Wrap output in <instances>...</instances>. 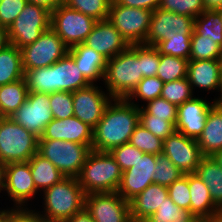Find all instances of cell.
Here are the masks:
<instances>
[{
  "label": "cell",
  "instance_id": "59",
  "mask_svg": "<svg viewBox=\"0 0 222 222\" xmlns=\"http://www.w3.org/2000/svg\"><path fill=\"white\" fill-rule=\"evenodd\" d=\"M0 222H6V210L0 212Z\"/></svg>",
  "mask_w": 222,
  "mask_h": 222
},
{
  "label": "cell",
  "instance_id": "12",
  "mask_svg": "<svg viewBox=\"0 0 222 222\" xmlns=\"http://www.w3.org/2000/svg\"><path fill=\"white\" fill-rule=\"evenodd\" d=\"M194 18L157 8L153 11L145 45L172 38H191Z\"/></svg>",
  "mask_w": 222,
  "mask_h": 222
},
{
  "label": "cell",
  "instance_id": "4",
  "mask_svg": "<svg viewBox=\"0 0 222 222\" xmlns=\"http://www.w3.org/2000/svg\"><path fill=\"white\" fill-rule=\"evenodd\" d=\"M122 173L109 152L91 150L77 178L85 194L117 192Z\"/></svg>",
  "mask_w": 222,
  "mask_h": 222
},
{
  "label": "cell",
  "instance_id": "7",
  "mask_svg": "<svg viewBox=\"0 0 222 222\" xmlns=\"http://www.w3.org/2000/svg\"><path fill=\"white\" fill-rule=\"evenodd\" d=\"M92 145L71 141L38 139V153L48 159L66 177H78Z\"/></svg>",
  "mask_w": 222,
  "mask_h": 222
},
{
  "label": "cell",
  "instance_id": "55",
  "mask_svg": "<svg viewBox=\"0 0 222 222\" xmlns=\"http://www.w3.org/2000/svg\"><path fill=\"white\" fill-rule=\"evenodd\" d=\"M6 164L0 161V192L5 189Z\"/></svg>",
  "mask_w": 222,
  "mask_h": 222
},
{
  "label": "cell",
  "instance_id": "34",
  "mask_svg": "<svg viewBox=\"0 0 222 222\" xmlns=\"http://www.w3.org/2000/svg\"><path fill=\"white\" fill-rule=\"evenodd\" d=\"M129 143L143 153L157 155L163 152V140L140 124L134 129Z\"/></svg>",
  "mask_w": 222,
  "mask_h": 222
},
{
  "label": "cell",
  "instance_id": "11",
  "mask_svg": "<svg viewBox=\"0 0 222 222\" xmlns=\"http://www.w3.org/2000/svg\"><path fill=\"white\" fill-rule=\"evenodd\" d=\"M69 47L49 28L39 39L20 49L23 70L51 66L68 53Z\"/></svg>",
  "mask_w": 222,
  "mask_h": 222
},
{
  "label": "cell",
  "instance_id": "30",
  "mask_svg": "<svg viewBox=\"0 0 222 222\" xmlns=\"http://www.w3.org/2000/svg\"><path fill=\"white\" fill-rule=\"evenodd\" d=\"M24 78L21 52L10 44L0 51V86Z\"/></svg>",
  "mask_w": 222,
  "mask_h": 222
},
{
  "label": "cell",
  "instance_id": "52",
  "mask_svg": "<svg viewBox=\"0 0 222 222\" xmlns=\"http://www.w3.org/2000/svg\"><path fill=\"white\" fill-rule=\"evenodd\" d=\"M30 3L41 5L47 8L49 11L55 10L60 4L64 3V0H27Z\"/></svg>",
  "mask_w": 222,
  "mask_h": 222
},
{
  "label": "cell",
  "instance_id": "35",
  "mask_svg": "<svg viewBox=\"0 0 222 222\" xmlns=\"http://www.w3.org/2000/svg\"><path fill=\"white\" fill-rule=\"evenodd\" d=\"M112 0H64L69 8L79 11L97 21L106 20Z\"/></svg>",
  "mask_w": 222,
  "mask_h": 222
},
{
  "label": "cell",
  "instance_id": "13",
  "mask_svg": "<svg viewBox=\"0 0 222 222\" xmlns=\"http://www.w3.org/2000/svg\"><path fill=\"white\" fill-rule=\"evenodd\" d=\"M50 107L49 93L30 92L10 118L40 138L46 125L53 120Z\"/></svg>",
  "mask_w": 222,
  "mask_h": 222
},
{
  "label": "cell",
  "instance_id": "47",
  "mask_svg": "<svg viewBox=\"0 0 222 222\" xmlns=\"http://www.w3.org/2000/svg\"><path fill=\"white\" fill-rule=\"evenodd\" d=\"M140 62L143 78L157 76L160 54L155 46L140 44Z\"/></svg>",
  "mask_w": 222,
  "mask_h": 222
},
{
  "label": "cell",
  "instance_id": "27",
  "mask_svg": "<svg viewBox=\"0 0 222 222\" xmlns=\"http://www.w3.org/2000/svg\"><path fill=\"white\" fill-rule=\"evenodd\" d=\"M195 174L207 185L213 203L222 210V167L211 156H204Z\"/></svg>",
  "mask_w": 222,
  "mask_h": 222
},
{
  "label": "cell",
  "instance_id": "31",
  "mask_svg": "<svg viewBox=\"0 0 222 222\" xmlns=\"http://www.w3.org/2000/svg\"><path fill=\"white\" fill-rule=\"evenodd\" d=\"M191 39H217L222 47V21L217 10L205 11L194 19Z\"/></svg>",
  "mask_w": 222,
  "mask_h": 222
},
{
  "label": "cell",
  "instance_id": "48",
  "mask_svg": "<svg viewBox=\"0 0 222 222\" xmlns=\"http://www.w3.org/2000/svg\"><path fill=\"white\" fill-rule=\"evenodd\" d=\"M27 3V0H2L0 3V25L9 28Z\"/></svg>",
  "mask_w": 222,
  "mask_h": 222
},
{
  "label": "cell",
  "instance_id": "42",
  "mask_svg": "<svg viewBox=\"0 0 222 222\" xmlns=\"http://www.w3.org/2000/svg\"><path fill=\"white\" fill-rule=\"evenodd\" d=\"M139 114H150L153 117L164 118L171 123L177 121V106L162 97L147 102V106H140Z\"/></svg>",
  "mask_w": 222,
  "mask_h": 222
},
{
  "label": "cell",
  "instance_id": "3",
  "mask_svg": "<svg viewBox=\"0 0 222 222\" xmlns=\"http://www.w3.org/2000/svg\"><path fill=\"white\" fill-rule=\"evenodd\" d=\"M142 79L140 44L130 45L107 60L103 81L113 98L126 99Z\"/></svg>",
  "mask_w": 222,
  "mask_h": 222
},
{
  "label": "cell",
  "instance_id": "38",
  "mask_svg": "<svg viewBox=\"0 0 222 222\" xmlns=\"http://www.w3.org/2000/svg\"><path fill=\"white\" fill-rule=\"evenodd\" d=\"M182 175H184V173L180 171L163 153L156 155V165L153 175V181L155 184L168 187Z\"/></svg>",
  "mask_w": 222,
  "mask_h": 222
},
{
  "label": "cell",
  "instance_id": "28",
  "mask_svg": "<svg viewBox=\"0 0 222 222\" xmlns=\"http://www.w3.org/2000/svg\"><path fill=\"white\" fill-rule=\"evenodd\" d=\"M32 179L37 190H45L60 182L66 176L55 165L38 152L28 161Z\"/></svg>",
  "mask_w": 222,
  "mask_h": 222
},
{
  "label": "cell",
  "instance_id": "51",
  "mask_svg": "<svg viewBox=\"0 0 222 222\" xmlns=\"http://www.w3.org/2000/svg\"><path fill=\"white\" fill-rule=\"evenodd\" d=\"M65 222H94L90 213L84 207Z\"/></svg>",
  "mask_w": 222,
  "mask_h": 222
},
{
  "label": "cell",
  "instance_id": "17",
  "mask_svg": "<svg viewBox=\"0 0 222 222\" xmlns=\"http://www.w3.org/2000/svg\"><path fill=\"white\" fill-rule=\"evenodd\" d=\"M155 165L156 155L147 153L139 155L133 166L122 173L117 193L127 201L133 199L147 186L154 183Z\"/></svg>",
  "mask_w": 222,
  "mask_h": 222
},
{
  "label": "cell",
  "instance_id": "53",
  "mask_svg": "<svg viewBox=\"0 0 222 222\" xmlns=\"http://www.w3.org/2000/svg\"><path fill=\"white\" fill-rule=\"evenodd\" d=\"M10 45L8 28L0 25V51Z\"/></svg>",
  "mask_w": 222,
  "mask_h": 222
},
{
  "label": "cell",
  "instance_id": "43",
  "mask_svg": "<svg viewBox=\"0 0 222 222\" xmlns=\"http://www.w3.org/2000/svg\"><path fill=\"white\" fill-rule=\"evenodd\" d=\"M159 54L181 57L189 61L191 38H172L160 41L155 45Z\"/></svg>",
  "mask_w": 222,
  "mask_h": 222
},
{
  "label": "cell",
  "instance_id": "44",
  "mask_svg": "<svg viewBox=\"0 0 222 222\" xmlns=\"http://www.w3.org/2000/svg\"><path fill=\"white\" fill-rule=\"evenodd\" d=\"M139 122L163 141L176 131L175 123L164 120V118L153 117L150 114H139Z\"/></svg>",
  "mask_w": 222,
  "mask_h": 222
},
{
  "label": "cell",
  "instance_id": "33",
  "mask_svg": "<svg viewBox=\"0 0 222 222\" xmlns=\"http://www.w3.org/2000/svg\"><path fill=\"white\" fill-rule=\"evenodd\" d=\"M187 65V59L160 54L157 77L164 83L186 78Z\"/></svg>",
  "mask_w": 222,
  "mask_h": 222
},
{
  "label": "cell",
  "instance_id": "32",
  "mask_svg": "<svg viewBox=\"0 0 222 222\" xmlns=\"http://www.w3.org/2000/svg\"><path fill=\"white\" fill-rule=\"evenodd\" d=\"M196 220L197 217L190 210L181 209L167 196L157 211L144 222H195Z\"/></svg>",
  "mask_w": 222,
  "mask_h": 222
},
{
  "label": "cell",
  "instance_id": "14",
  "mask_svg": "<svg viewBox=\"0 0 222 222\" xmlns=\"http://www.w3.org/2000/svg\"><path fill=\"white\" fill-rule=\"evenodd\" d=\"M85 208L94 222H132L130 202L117 192L86 194Z\"/></svg>",
  "mask_w": 222,
  "mask_h": 222
},
{
  "label": "cell",
  "instance_id": "62",
  "mask_svg": "<svg viewBox=\"0 0 222 222\" xmlns=\"http://www.w3.org/2000/svg\"><path fill=\"white\" fill-rule=\"evenodd\" d=\"M195 222H204V219H197Z\"/></svg>",
  "mask_w": 222,
  "mask_h": 222
},
{
  "label": "cell",
  "instance_id": "2",
  "mask_svg": "<svg viewBox=\"0 0 222 222\" xmlns=\"http://www.w3.org/2000/svg\"><path fill=\"white\" fill-rule=\"evenodd\" d=\"M24 78L28 93L74 92L90 85L68 53L51 66L24 70Z\"/></svg>",
  "mask_w": 222,
  "mask_h": 222
},
{
  "label": "cell",
  "instance_id": "15",
  "mask_svg": "<svg viewBox=\"0 0 222 222\" xmlns=\"http://www.w3.org/2000/svg\"><path fill=\"white\" fill-rule=\"evenodd\" d=\"M184 174L195 173L204 157L195 139L175 131L163 141V152Z\"/></svg>",
  "mask_w": 222,
  "mask_h": 222
},
{
  "label": "cell",
  "instance_id": "25",
  "mask_svg": "<svg viewBox=\"0 0 222 222\" xmlns=\"http://www.w3.org/2000/svg\"><path fill=\"white\" fill-rule=\"evenodd\" d=\"M196 141L203 156L222 150V106L215 103L210 108L205 127Z\"/></svg>",
  "mask_w": 222,
  "mask_h": 222
},
{
  "label": "cell",
  "instance_id": "5",
  "mask_svg": "<svg viewBox=\"0 0 222 222\" xmlns=\"http://www.w3.org/2000/svg\"><path fill=\"white\" fill-rule=\"evenodd\" d=\"M44 214L47 218L67 221L85 207V193L76 177H65L43 190Z\"/></svg>",
  "mask_w": 222,
  "mask_h": 222
},
{
  "label": "cell",
  "instance_id": "56",
  "mask_svg": "<svg viewBox=\"0 0 222 222\" xmlns=\"http://www.w3.org/2000/svg\"><path fill=\"white\" fill-rule=\"evenodd\" d=\"M204 222H222V210L212 214L210 217L204 218Z\"/></svg>",
  "mask_w": 222,
  "mask_h": 222
},
{
  "label": "cell",
  "instance_id": "29",
  "mask_svg": "<svg viewBox=\"0 0 222 222\" xmlns=\"http://www.w3.org/2000/svg\"><path fill=\"white\" fill-rule=\"evenodd\" d=\"M28 88L25 78L0 86L2 117H11L26 101Z\"/></svg>",
  "mask_w": 222,
  "mask_h": 222
},
{
  "label": "cell",
  "instance_id": "20",
  "mask_svg": "<svg viewBox=\"0 0 222 222\" xmlns=\"http://www.w3.org/2000/svg\"><path fill=\"white\" fill-rule=\"evenodd\" d=\"M84 44L100 53L107 60L130 46L108 19L96 22Z\"/></svg>",
  "mask_w": 222,
  "mask_h": 222
},
{
  "label": "cell",
  "instance_id": "19",
  "mask_svg": "<svg viewBox=\"0 0 222 222\" xmlns=\"http://www.w3.org/2000/svg\"><path fill=\"white\" fill-rule=\"evenodd\" d=\"M29 162L6 164L5 189L16 208H24L30 198L37 194Z\"/></svg>",
  "mask_w": 222,
  "mask_h": 222
},
{
  "label": "cell",
  "instance_id": "16",
  "mask_svg": "<svg viewBox=\"0 0 222 222\" xmlns=\"http://www.w3.org/2000/svg\"><path fill=\"white\" fill-rule=\"evenodd\" d=\"M72 97L74 116L92 128L101 120L106 107L114 99L95 84L72 92Z\"/></svg>",
  "mask_w": 222,
  "mask_h": 222
},
{
  "label": "cell",
  "instance_id": "9",
  "mask_svg": "<svg viewBox=\"0 0 222 222\" xmlns=\"http://www.w3.org/2000/svg\"><path fill=\"white\" fill-rule=\"evenodd\" d=\"M153 11L141 8L118 5L112 0L109 8L108 20L129 45L144 44Z\"/></svg>",
  "mask_w": 222,
  "mask_h": 222
},
{
  "label": "cell",
  "instance_id": "58",
  "mask_svg": "<svg viewBox=\"0 0 222 222\" xmlns=\"http://www.w3.org/2000/svg\"><path fill=\"white\" fill-rule=\"evenodd\" d=\"M38 222H65L64 220L54 219V218H47L39 214L38 212Z\"/></svg>",
  "mask_w": 222,
  "mask_h": 222
},
{
  "label": "cell",
  "instance_id": "23",
  "mask_svg": "<svg viewBox=\"0 0 222 222\" xmlns=\"http://www.w3.org/2000/svg\"><path fill=\"white\" fill-rule=\"evenodd\" d=\"M168 196V187L160 184H150L130 202V217L132 222H144Z\"/></svg>",
  "mask_w": 222,
  "mask_h": 222
},
{
  "label": "cell",
  "instance_id": "21",
  "mask_svg": "<svg viewBox=\"0 0 222 222\" xmlns=\"http://www.w3.org/2000/svg\"><path fill=\"white\" fill-rule=\"evenodd\" d=\"M38 139L71 141L78 144L92 145L93 128L75 116L66 119H53L46 125Z\"/></svg>",
  "mask_w": 222,
  "mask_h": 222
},
{
  "label": "cell",
  "instance_id": "18",
  "mask_svg": "<svg viewBox=\"0 0 222 222\" xmlns=\"http://www.w3.org/2000/svg\"><path fill=\"white\" fill-rule=\"evenodd\" d=\"M214 104L215 100L211 103L206 99L193 97L177 106L176 131L197 140L205 127L209 110Z\"/></svg>",
  "mask_w": 222,
  "mask_h": 222
},
{
  "label": "cell",
  "instance_id": "8",
  "mask_svg": "<svg viewBox=\"0 0 222 222\" xmlns=\"http://www.w3.org/2000/svg\"><path fill=\"white\" fill-rule=\"evenodd\" d=\"M51 11L28 2L8 28L10 44L21 49L36 42L50 28Z\"/></svg>",
  "mask_w": 222,
  "mask_h": 222
},
{
  "label": "cell",
  "instance_id": "41",
  "mask_svg": "<svg viewBox=\"0 0 222 222\" xmlns=\"http://www.w3.org/2000/svg\"><path fill=\"white\" fill-rule=\"evenodd\" d=\"M50 109L53 119H66L74 116L72 92L57 91L49 93Z\"/></svg>",
  "mask_w": 222,
  "mask_h": 222
},
{
  "label": "cell",
  "instance_id": "39",
  "mask_svg": "<svg viewBox=\"0 0 222 222\" xmlns=\"http://www.w3.org/2000/svg\"><path fill=\"white\" fill-rule=\"evenodd\" d=\"M158 8L194 19L206 11L203 0H161Z\"/></svg>",
  "mask_w": 222,
  "mask_h": 222
},
{
  "label": "cell",
  "instance_id": "49",
  "mask_svg": "<svg viewBox=\"0 0 222 222\" xmlns=\"http://www.w3.org/2000/svg\"><path fill=\"white\" fill-rule=\"evenodd\" d=\"M28 208L6 210V222H38V213Z\"/></svg>",
  "mask_w": 222,
  "mask_h": 222
},
{
  "label": "cell",
  "instance_id": "54",
  "mask_svg": "<svg viewBox=\"0 0 222 222\" xmlns=\"http://www.w3.org/2000/svg\"><path fill=\"white\" fill-rule=\"evenodd\" d=\"M206 11H216L222 8V0H203Z\"/></svg>",
  "mask_w": 222,
  "mask_h": 222
},
{
  "label": "cell",
  "instance_id": "37",
  "mask_svg": "<svg viewBox=\"0 0 222 222\" xmlns=\"http://www.w3.org/2000/svg\"><path fill=\"white\" fill-rule=\"evenodd\" d=\"M189 60H222V47L217 39H191Z\"/></svg>",
  "mask_w": 222,
  "mask_h": 222
},
{
  "label": "cell",
  "instance_id": "6",
  "mask_svg": "<svg viewBox=\"0 0 222 222\" xmlns=\"http://www.w3.org/2000/svg\"><path fill=\"white\" fill-rule=\"evenodd\" d=\"M38 152V137L10 117L0 119V161L28 162Z\"/></svg>",
  "mask_w": 222,
  "mask_h": 222
},
{
  "label": "cell",
  "instance_id": "1",
  "mask_svg": "<svg viewBox=\"0 0 222 222\" xmlns=\"http://www.w3.org/2000/svg\"><path fill=\"white\" fill-rule=\"evenodd\" d=\"M139 112V104L134 101L114 98L93 128L92 150L109 152L112 148L128 143L134 129L140 124Z\"/></svg>",
  "mask_w": 222,
  "mask_h": 222
},
{
  "label": "cell",
  "instance_id": "24",
  "mask_svg": "<svg viewBox=\"0 0 222 222\" xmlns=\"http://www.w3.org/2000/svg\"><path fill=\"white\" fill-rule=\"evenodd\" d=\"M68 54L74 59L80 72L90 84H94L98 79H104L107 59L100 53L80 43L70 47Z\"/></svg>",
  "mask_w": 222,
  "mask_h": 222
},
{
  "label": "cell",
  "instance_id": "50",
  "mask_svg": "<svg viewBox=\"0 0 222 222\" xmlns=\"http://www.w3.org/2000/svg\"><path fill=\"white\" fill-rule=\"evenodd\" d=\"M118 5L136 7L147 10H156L161 0H114Z\"/></svg>",
  "mask_w": 222,
  "mask_h": 222
},
{
  "label": "cell",
  "instance_id": "46",
  "mask_svg": "<svg viewBox=\"0 0 222 222\" xmlns=\"http://www.w3.org/2000/svg\"><path fill=\"white\" fill-rule=\"evenodd\" d=\"M109 153L116 160V163L120 166L122 172L130 169L138 160L139 155L144 154L129 142L112 148Z\"/></svg>",
  "mask_w": 222,
  "mask_h": 222
},
{
  "label": "cell",
  "instance_id": "57",
  "mask_svg": "<svg viewBox=\"0 0 222 222\" xmlns=\"http://www.w3.org/2000/svg\"><path fill=\"white\" fill-rule=\"evenodd\" d=\"M211 157L222 167V150L216 151Z\"/></svg>",
  "mask_w": 222,
  "mask_h": 222
},
{
  "label": "cell",
  "instance_id": "26",
  "mask_svg": "<svg viewBox=\"0 0 222 222\" xmlns=\"http://www.w3.org/2000/svg\"><path fill=\"white\" fill-rule=\"evenodd\" d=\"M190 211L197 219L210 217L220 209L213 203L207 185L195 174H189Z\"/></svg>",
  "mask_w": 222,
  "mask_h": 222
},
{
  "label": "cell",
  "instance_id": "22",
  "mask_svg": "<svg viewBox=\"0 0 222 222\" xmlns=\"http://www.w3.org/2000/svg\"><path fill=\"white\" fill-rule=\"evenodd\" d=\"M187 78L192 87L218 90L222 87V60H189Z\"/></svg>",
  "mask_w": 222,
  "mask_h": 222
},
{
  "label": "cell",
  "instance_id": "60",
  "mask_svg": "<svg viewBox=\"0 0 222 222\" xmlns=\"http://www.w3.org/2000/svg\"><path fill=\"white\" fill-rule=\"evenodd\" d=\"M221 94H220V97L218 99H214L215 100V103L222 106V87H221Z\"/></svg>",
  "mask_w": 222,
  "mask_h": 222
},
{
  "label": "cell",
  "instance_id": "10",
  "mask_svg": "<svg viewBox=\"0 0 222 222\" xmlns=\"http://www.w3.org/2000/svg\"><path fill=\"white\" fill-rule=\"evenodd\" d=\"M96 22L94 18L69 8L63 3L51 11L50 28L70 48L84 43Z\"/></svg>",
  "mask_w": 222,
  "mask_h": 222
},
{
  "label": "cell",
  "instance_id": "36",
  "mask_svg": "<svg viewBox=\"0 0 222 222\" xmlns=\"http://www.w3.org/2000/svg\"><path fill=\"white\" fill-rule=\"evenodd\" d=\"M161 97L179 106L185 101L192 99L194 96L192 87L186 77L164 83Z\"/></svg>",
  "mask_w": 222,
  "mask_h": 222
},
{
  "label": "cell",
  "instance_id": "61",
  "mask_svg": "<svg viewBox=\"0 0 222 222\" xmlns=\"http://www.w3.org/2000/svg\"><path fill=\"white\" fill-rule=\"evenodd\" d=\"M217 11L219 12V14H220V18H221V21H222V8L219 9V10H217Z\"/></svg>",
  "mask_w": 222,
  "mask_h": 222
},
{
  "label": "cell",
  "instance_id": "45",
  "mask_svg": "<svg viewBox=\"0 0 222 222\" xmlns=\"http://www.w3.org/2000/svg\"><path fill=\"white\" fill-rule=\"evenodd\" d=\"M168 196L181 209L190 210L189 174L182 175L168 186Z\"/></svg>",
  "mask_w": 222,
  "mask_h": 222
},
{
  "label": "cell",
  "instance_id": "40",
  "mask_svg": "<svg viewBox=\"0 0 222 222\" xmlns=\"http://www.w3.org/2000/svg\"><path fill=\"white\" fill-rule=\"evenodd\" d=\"M163 85L164 82L157 76L144 77L126 99L132 100L133 98H140L143 101L149 102L161 97Z\"/></svg>",
  "mask_w": 222,
  "mask_h": 222
}]
</instances>
